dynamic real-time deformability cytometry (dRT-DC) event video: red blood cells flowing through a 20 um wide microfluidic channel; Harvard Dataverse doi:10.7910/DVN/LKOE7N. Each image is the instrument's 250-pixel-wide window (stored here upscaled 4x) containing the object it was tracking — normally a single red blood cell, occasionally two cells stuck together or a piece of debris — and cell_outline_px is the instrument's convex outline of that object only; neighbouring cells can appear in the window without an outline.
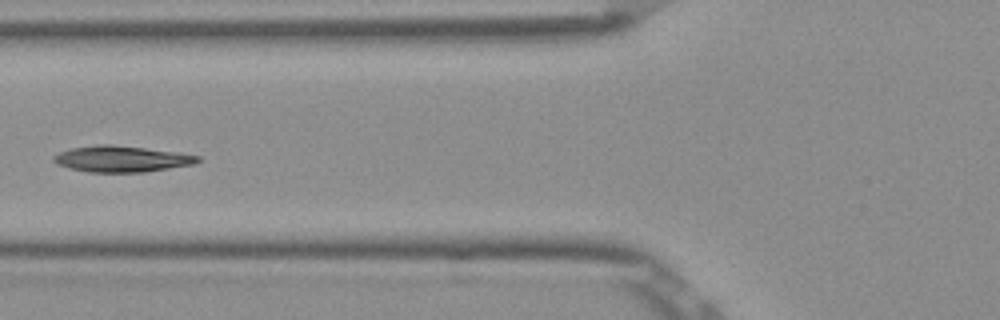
{"species": "Egyptian fruit bat (a non-hibernating species)", "species_latin": "Rousettus aegyptiacus", "temperature_condition": "room temperature", "stored_images_in_passage": 2, "camera_frame_rate_fps": 3000, "um_per_image_px": 0.085, "frame": {"image": 1, "passage_image": 2, "time_ms": 0.333, "image_size_px": [1000, 320], "cell_outline_px": [[200, 160], [196, 164], [144, 172], [88, 172], [68, 168], [56, 164], [52, 160], [52, 156], [60, 152], [72, 148], [100, 144], [112, 144], [180, 152], [200, 156]], "centroid_in_image_um": [10.34, 13.51], "position_along_channel_um": 115.5, "area_um2": 22.14}}